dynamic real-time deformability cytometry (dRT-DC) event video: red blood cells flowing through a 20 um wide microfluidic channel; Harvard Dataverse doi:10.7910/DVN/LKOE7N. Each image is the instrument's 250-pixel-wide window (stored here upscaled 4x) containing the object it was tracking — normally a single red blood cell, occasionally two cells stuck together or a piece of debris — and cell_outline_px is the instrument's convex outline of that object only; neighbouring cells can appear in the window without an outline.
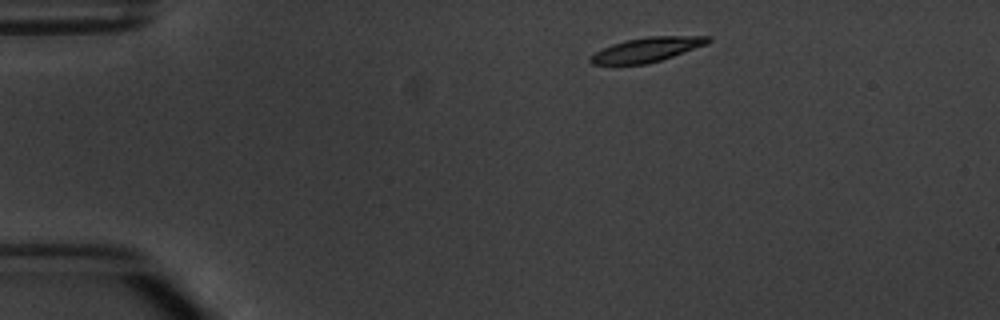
{"species": "common noctule bat (a hibernating species)", "species_latin": "Nyctalus noctula", "temperature_condition": "warm", "stored_images_in_passage": 4, "camera_frame_rate_fps": 3000, "um_per_image_px": 0.085, "animal": {"sex": "male", "body_mass_g": 20.1, "forearm_length_mm": 53.5}, "frame": {"image": 1, "passage_image": 1, "time_ms": 0.0, "image_size_px": [1000, 320], "cell_outline_px": [[712, 40], [708, 44], [660, 60], [644, 64], [592, 64], [588, 60], [588, 56], [612, 44], [624, 40], [648, 36], [712, 36]], "centroid_in_image_um": [54.99, 4.2], "position_along_channel_um": 30.0, "area_um2": 16.7}}
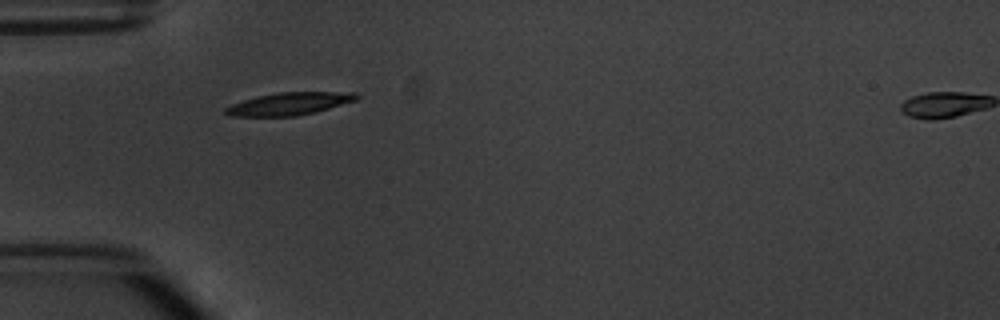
{"frame": {"image": 2, "passage_image": 3, "time_ms": 2.333, "image_size_px": [1000, 320], "cell_outline_px": [[360, 96], [356, 100], [316, 112], [296, 116], [228, 116], [224, 112], [224, 108], [232, 104], [244, 100], [260, 96], [280, 92], [356, 92]], "centroid_in_image_um": [24.6, 8.82], "position_along_channel_um": 60.4, "area_um2": 17.11}}